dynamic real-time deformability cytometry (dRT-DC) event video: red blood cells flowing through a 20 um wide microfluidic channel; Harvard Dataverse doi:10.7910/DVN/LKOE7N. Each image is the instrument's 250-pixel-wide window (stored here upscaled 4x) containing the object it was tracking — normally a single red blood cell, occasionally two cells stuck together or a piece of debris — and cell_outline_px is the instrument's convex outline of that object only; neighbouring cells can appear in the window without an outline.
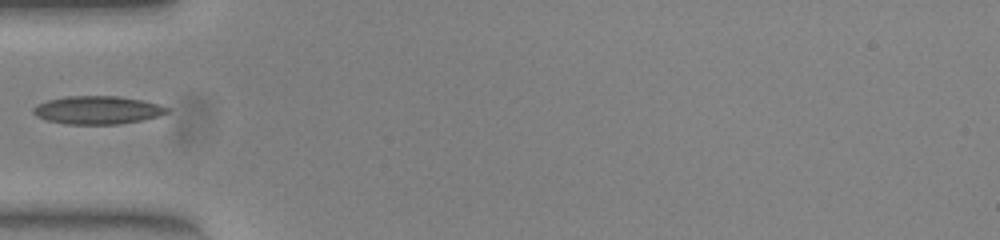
{"species": "common noctule bat (a hibernating species)", "species_latin": "Nyctalus noctula", "temperature_condition": "warm", "stored_images_in_passage": 36, "camera_frame_rate_fps": 3000, "um_per_image_px": 0.085, "animal": {"sex": "female", "body_mass_g": 23.0, "forearm_length_mm": 53.4}, "frame": {"image": 1, "passage_image": 1, "time_ms": 0.0, "image_size_px": [1000, 240], "cell_outline_px": [[172, 108], [168, 112], [160, 116], [120, 124], [64, 124], [48, 120], [36, 116], [32, 112], [32, 108], [36, 104], [48, 100], [64, 96], [120, 96], [144, 100], [160, 104]], "centroid_in_image_um": [8.31, 9.34], "position_along_channel_um": 76.7, "area_um2": 22.2}}
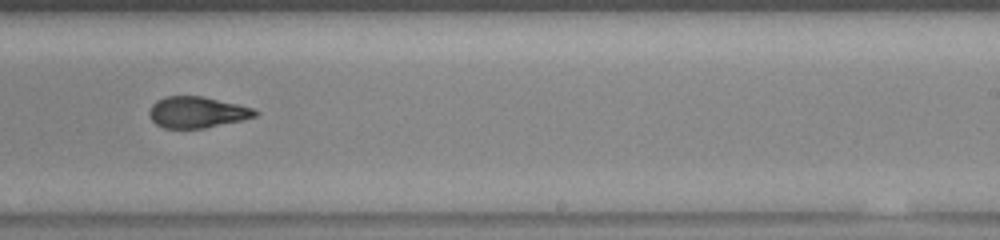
{"frame": {"image": 2, "passage_image": 16, "time_ms": 5.0, "image_size_px": [1000, 240], "cell_outline_px": [[260, 112], [256, 116], [240, 120], [204, 128], [164, 128], [156, 124], [148, 116], [148, 112], [152, 104], [156, 100], [164, 96], [204, 96], [252, 108]], "centroid_in_image_um": [16.7, 9.53], "position_along_channel_um": 272.3, "area_um2": 19.19}}
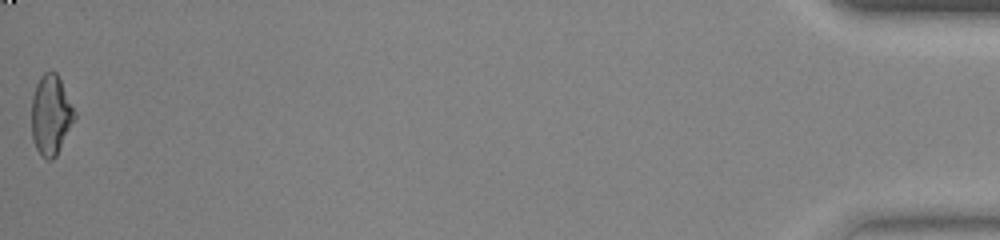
{"frame": {"image": 3, "passage_image": 36, "time_ms": 11.667, "image_size_px": [1000, 240], "cell_outline_px": [[76, 116], [56, 156], [52, 160], [48, 160], [40, 156], [32, 140], [32, 96], [36, 84], [40, 76], [44, 72], [56, 72], [76, 112]], "centroid_in_image_um": [4.31, 9.79], "position_along_channel_um": 430.9, "area_um2": 19.94}}